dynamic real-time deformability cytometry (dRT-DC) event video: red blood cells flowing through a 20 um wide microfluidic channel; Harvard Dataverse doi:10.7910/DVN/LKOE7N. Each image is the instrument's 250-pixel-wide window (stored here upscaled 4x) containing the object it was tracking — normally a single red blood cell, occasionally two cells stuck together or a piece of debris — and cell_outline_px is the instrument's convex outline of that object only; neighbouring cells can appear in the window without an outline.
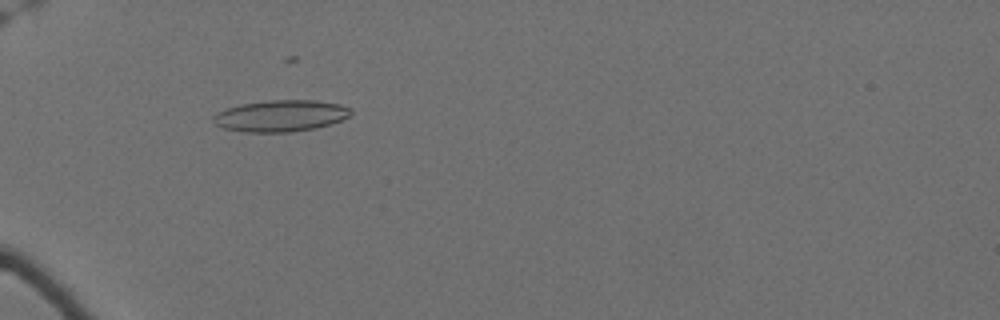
{"species": "Egyptian fruit bat (a non-hibernating species)", "species_latin": "Rousettus aegyptiacus", "temperature_condition": "cold", "stored_images_in_passage": 52, "camera_frame_rate_fps": 3000, "um_per_image_px": 0.085, "animal": {"sex": "female"}, "frame": {"image": 1, "passage_image": 23, "time_ms": 7.333, "image_size_px": [1000, 320], "cell_outline_px": [[352, 112], [348, 116], [332, 124], [316, 128], [292, 132], [244, 132], [224, 128], [216, 124], [212, 120], [212, 116], [216, 112], [240, 104], [268, 100], [316, 100], [340, 104], [352, 108]], "centroid_in_image_um": [23.86, 9.84], "position_along_channel_um": 61.1, "area_um2": 25.43}}
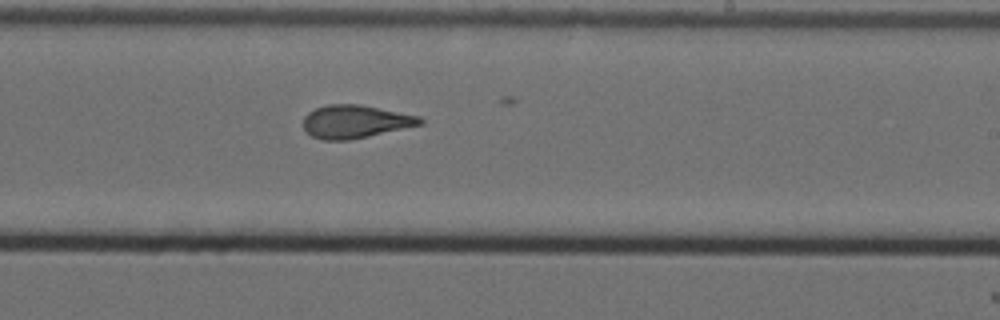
{"frame": {"image": 2, "passage_image": 41, "time_ms": 13.333, "image_size_px": [1000, 320], "cell_outline_px": [[424, 124], [368, 136], [348, 140], [324, 140], [312, 136], [304, 128], [304, 116], [308, 112], [316, 108], [328, 104], [360, 104], [420, 116], [424, 120]], "centroid_in_image_um": [30.21, 10.33], "position_along_channel_um": 258.8, "area_um2": 22.43}}
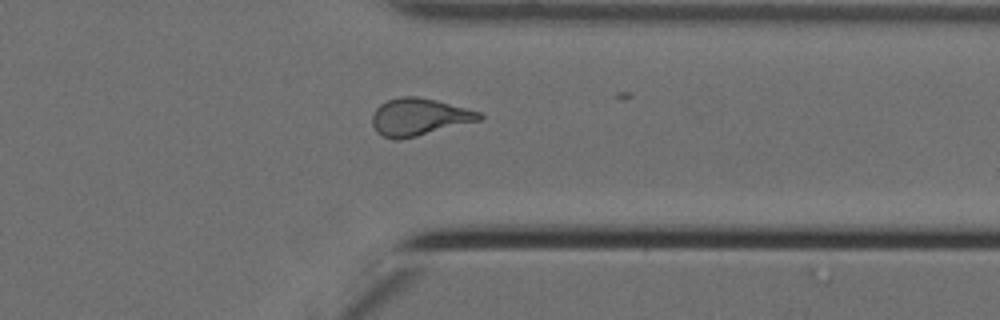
{"frame": {"image": 3, "passage_image": 51, "time_ms": 16.667, "image_size_px": [1000, 320], "cell_outline_px": [[484, 116], [480, 120], [416, 136], [396, 140], [384, 136], [376, 132], [372, 124], [372, 116], [376, 108], [380, 104], [388, 100], [400, 96], [416, 96], [436, 100], [480, 112]], "centroid_in_image_um": [35.59, 9.93], "position_along_channel_um": 375.8, "area_um2": 23.0}}